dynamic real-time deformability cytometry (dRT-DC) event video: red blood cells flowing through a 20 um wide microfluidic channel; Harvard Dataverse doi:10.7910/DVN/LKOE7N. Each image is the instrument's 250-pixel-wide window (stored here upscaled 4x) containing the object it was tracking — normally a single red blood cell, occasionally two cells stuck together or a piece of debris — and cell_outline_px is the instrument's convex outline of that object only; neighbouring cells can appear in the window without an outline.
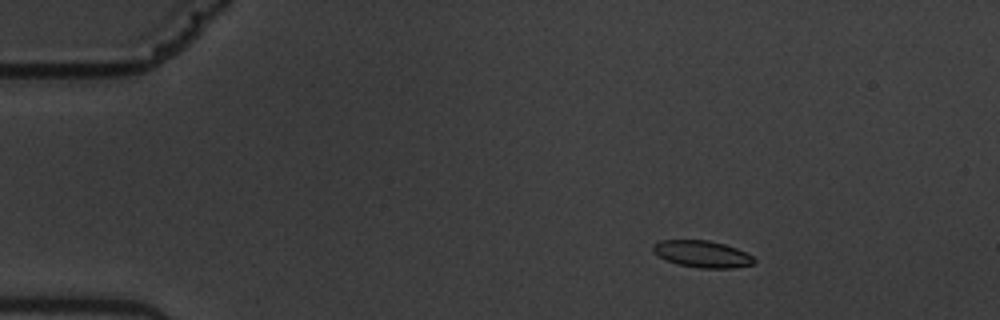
{"species": "common noctule bat (a hibernating species)", "species_latin": "Nyctalus noctula", "temperature_condition": "warm", "stored_images_in_passage": 59, "camera_frame_rate_fps": 3000, "um_per_image_px": 0.085, "animal": {"sex": "male", "body_mass_g": 19.5, "forearm_length_mm": 54.6}, "frame": {"image": 1, "passage_image": 10, "time_ms": 3.0, "image_size_px": [1000, 320], "cell_outline_px": [[756, 264], [732, 268], [700, 268], [680, 264], [668, 260], [652, 252], [652, 244], [660, 240], [708, 240], [724, 244], [736, 248], [752, 256], [756, 260]], "centroid_in_image_um": [59.7, 21.58], "position_along_channel_um": 25.3, "area_um2": 15.72}}
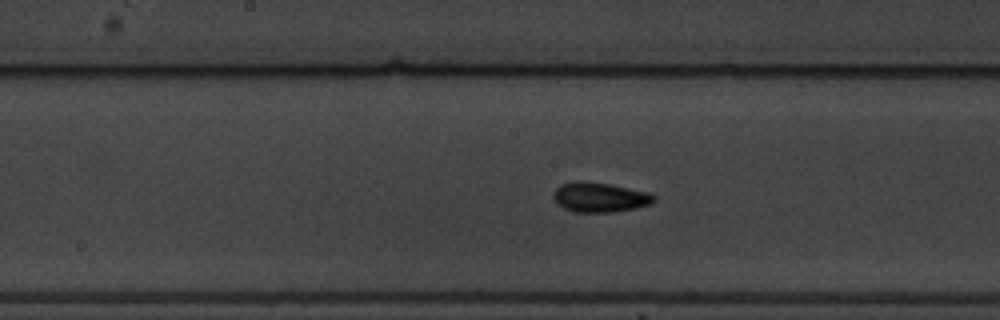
{"frame": {"image": 2, "passage_image": 31, "time_ms": 10.0, "image_size_px": [1000, 320], "cell_outline_px": [[656, 200], [648, 204], [636, 208], [612, 212], [572, 212], [556, 204], [552, 196], [556, 188], [560, 184], [576, 180], [584, 180], [608, 184], [644, 192], [656, 196]], "centroid_in_image_um": [50.89, 16.77], "position_along_channel_um": 197.3, "area_um2": 17.4}}
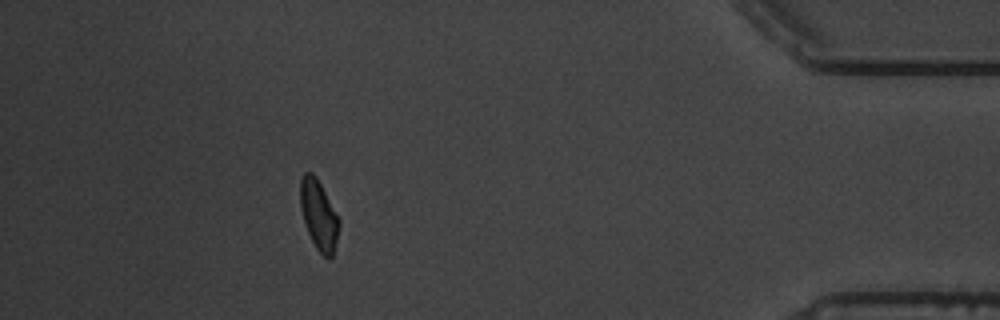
{"frame": {"image": 3, "passage_image": 53, "time_ms": 17.333, "image_size_px": [1000, 320], "cell_outline_px": [[340, 224], [332, 256], [328, 260], [316, 248], [308, 232], [300, 208], [300, 180], [304, 172], [312, 172], [316, 176], [340, 220]], "centroid_in_image_um": [27.08, 18.25], "position_along_channel_um": 408.1, "area_um2": 15.55}, "authors_computed_cell_mechanics": {"area_um2": 16.0684, "velocity_mm_per_s": 3.5445, "shape_relaxation_time_tau1_ms": 3.9734, "shape_relaxation_time_tau2_ms": 1.7617, "deformation_change_tau1": 0.1262, "deformation_change_tau2": 0.0576}}